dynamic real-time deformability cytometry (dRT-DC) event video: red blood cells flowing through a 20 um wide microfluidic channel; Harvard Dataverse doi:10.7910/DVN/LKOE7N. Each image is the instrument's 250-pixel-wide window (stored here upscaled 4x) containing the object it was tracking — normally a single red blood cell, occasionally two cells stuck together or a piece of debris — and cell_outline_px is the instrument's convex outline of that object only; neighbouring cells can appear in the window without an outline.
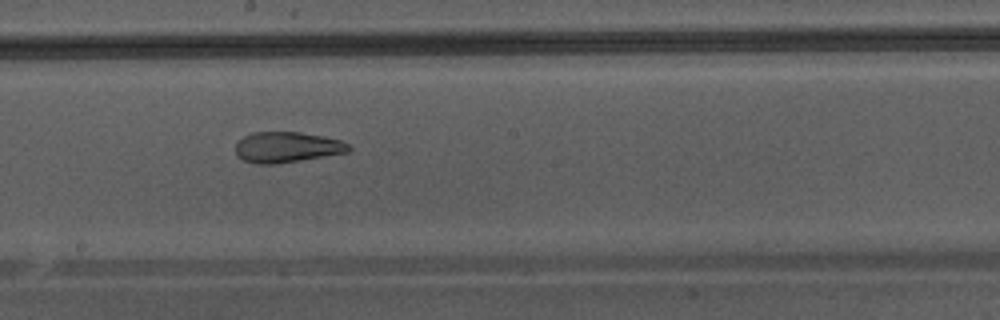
{"species": "Egyptian fruit bat (a non-hibernating species)", "species_latin": "Rousettus aegyptiacus", "temperature_condition": "warm", "stored_images_in_passage": 36, "camera_frame_rate_fps": 3000, "um_per_image_px": 0.085, "animal": {"sex": "male"}, "frame": {"image": 1, "passage_image": 16, "time_ms": 5.0, "image_size_px": [1000, 320], "cell_outline_px": [[352, 148], [348, 152], [300, 160], [272, 164], [256, 164], [244, 160], [236, 156], [236, 144], [244, 136], [252, 132], [300, 132], [324, 136], [340, 140], [348, 144]], "centroid_in_image_um": [24.38, 12.5], "position_along_channel_um": 223.8, "area_um2": 20.11}}